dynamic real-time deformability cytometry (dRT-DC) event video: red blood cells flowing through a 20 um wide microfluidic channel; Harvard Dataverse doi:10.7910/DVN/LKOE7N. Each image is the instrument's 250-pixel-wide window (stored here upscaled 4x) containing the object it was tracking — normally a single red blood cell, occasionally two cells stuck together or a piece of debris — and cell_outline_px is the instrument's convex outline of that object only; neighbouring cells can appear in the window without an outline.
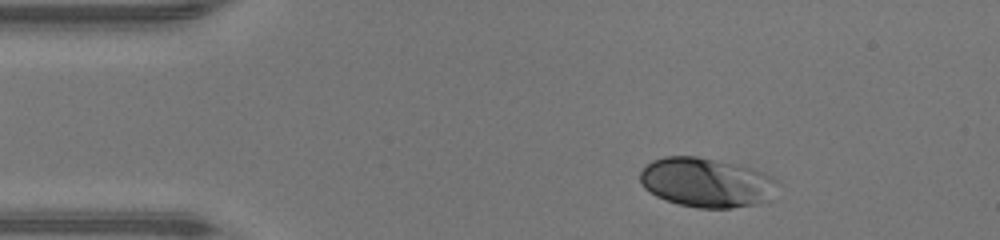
{"species": "human", "species_latin": "Homo sapiens", "temperature_condition": "warm", "stored_images_in_passage": 42, "camera_frame_rate_fps": 3000, "um_per_image_px": 0.085, "donor": {"sex": "male"}, "frame": {"image": 1, "passage_image": 3, "time_ms": 0.667, "image_size_px": [1000, 240], "cell_outline_px": [[780, 180], [760, 200], [752, 204], [732, 208], [696, 208], [664, 200], [656, 196], [644, 188], [640, 184], [640, 172], [652, 160], [664, 156], [696, 156], [744, 164], [764, 172]], "centroid_in_image_um": [59.96, 15.47], "position_along_channel_um": 25.0, "area_um2": 39.36}}
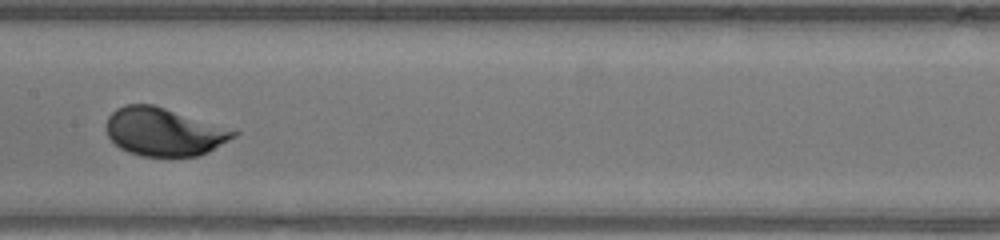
{"frame": {"image": 2, "passage_image": 19, "time_ms": 6.0, "image_size_px": [1000, 240], "cell_outline_px": [[240, 132], [236, 136], [208, 152], [200, 156], [140, 156], [128, 152], [120, 148], [108, 136], [104, 128], [104, 124], [108, 116], [116, 108], [124, 104], [152, 104], [236, 128]], "centroid_in_image_um": [13.96, 11.19], "position_along_channel_um": 193.4, "area_um2": 36.41}}
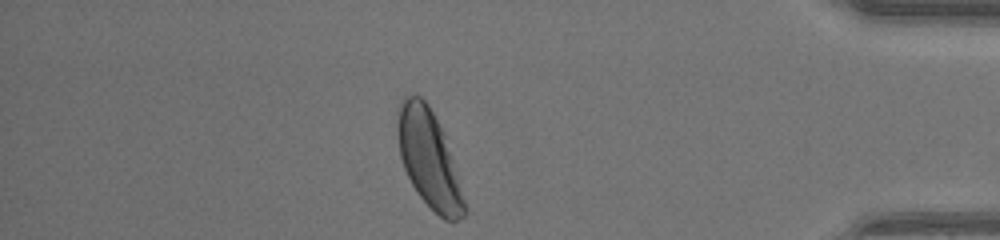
{"frame": {"image": 3, "passage_image": 36, "time_ms": 11.667, "image_size_px": [1000, 240], "cell_outline_px": [[468, 212], [464, 216], [452, 224], [444, 220], [416, 192], [404, 168], [400, 156], [396, 128], [396, 124], [400, 104], [408, 96], [420, 96], [428, 104], [444, 132], [468, 208]], "centroid_in_image_um": [36.49, 13.56], "position_along_channel_um": 398.7, "area_um2": 37.86}, "authors_computed_cell_mechanics": {"area_um2": 36.2984, "velocity_mm_per_s": 4.3831, "shape_relaxation_time_tau1_ms": 1.7529, "shape_relaxation_time_tau2_ms": null, "deformation_change_tau1": 0.128, "deformation_change_tau2": null}}